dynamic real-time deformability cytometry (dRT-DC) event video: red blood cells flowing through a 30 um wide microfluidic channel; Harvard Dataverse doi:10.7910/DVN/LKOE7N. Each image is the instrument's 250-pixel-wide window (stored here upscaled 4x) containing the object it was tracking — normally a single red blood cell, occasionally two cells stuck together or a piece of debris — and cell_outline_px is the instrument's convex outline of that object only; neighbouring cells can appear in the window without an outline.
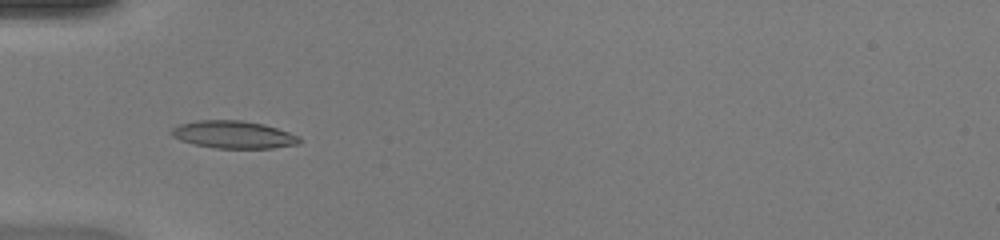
{"species": "common noctule bat (a hibernating species)", "species_latin": "Nyctalus noctula", "temperature_condition": "warm", "stored_images_in_passage": 50, "camera_frame_rate_fps": 3000, "um_per_image_px": 0.085, "animal": {"sex": "female", "body_mass_g": 20.0, "forearm_length_mm": 54.0}, "frame": {"image": 1, "passage_image": 18, "time_ms": 5.667, "image_size_px": [1000, 240], "cell_outline_px": [[304, 140], [300, 144], [272, 148], [212, 148], [180, 140], [172, 136], [168, 132], [172, 128], [180, 124], [196, 120], [240, 120], [264, 124], [300, 136]], "centroid_in_image_um": [19.86, 11.44], "position_along_channel_um": 65.1, "area_um2": 20.69}}
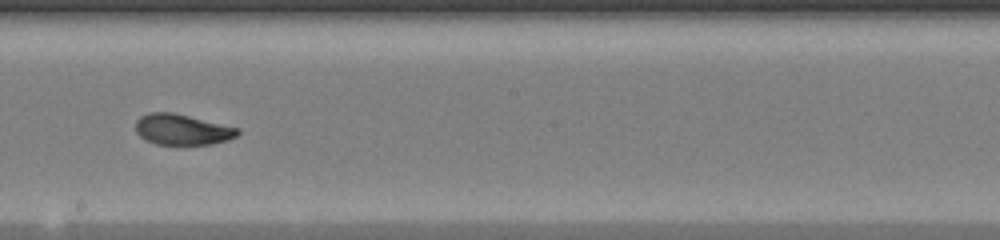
{"frame": {"image": 2, "passage_image": 30, "time_ms": 9.667, "image_size_px": [1000, 240], "cell_outline_px": [[240, 132], [236, 136], [228, 140], [212, 144], [156, 144], [144, 140], [136, 132], [136, 120], [140, 116], [148, 112], [172, 112], [240, 128]], "centroid_in_image_um": [15.47, 11.0], "position_along_channel_um": 232.7, "area_um2": 18.32}}
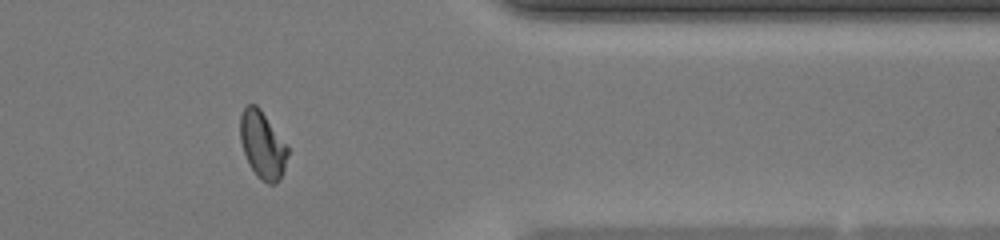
{"frame": {"image": 3, "passage_image": 42, "time_ms": 13.667, "image_size_px": [1000, 240], "cell_outline_px": [[288, 156], [284, 172], [280, 180], [276, 184], [268, 184], [260, 180], [256, 176], [244, 152], [240, 140], [240, 116], [244, 108], [248, 104], [256, 104], [260, 108], [288, 144]], "centroid_in_image_um": [22.35, 12.33], "position_along_channel_um": 389.1, "area_um2": 18.96}, "authors_computed_cell_mechanics": {"area_um2": 18.785, "velocity_mm_per_s": 4.2573, "shape_relaxation_time_tau1_ms": 7.5272, "shape_relaxation_time_tau2_ms": 1.2076, "deformation_change_tau1": 0.2511, "deformation_change_tau2": 0.061}}